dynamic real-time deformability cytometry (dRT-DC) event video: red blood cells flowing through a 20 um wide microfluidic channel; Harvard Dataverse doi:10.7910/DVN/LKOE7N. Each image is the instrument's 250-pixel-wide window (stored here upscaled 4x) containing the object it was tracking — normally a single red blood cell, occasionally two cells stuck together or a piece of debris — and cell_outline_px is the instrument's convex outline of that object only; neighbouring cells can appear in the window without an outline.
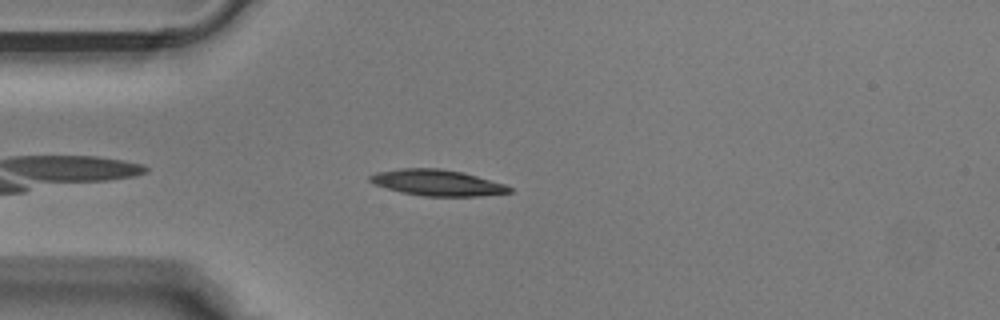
{"species": "Egyptian fruit bat (a non-hibernating species)", "species_latin": "Rousettus aegyptiacus", "temperature_condition": "warm", "stored_images_in_passage": 31, "camera_frame_rate_fps": 3000, "um_per_image_px": 0.085, "animal": {"sex": "male"}, "frame": {"image": 1, "passage_image": 2, "time_ms": 0.333, "image_size_px": [1000, 320], "cell_outline_px": [[512, 192], [480, 196], [424, 196], [400, 192], [376, 184], [368, 180], [368, 176], [376, 172], [400, 168], [440, 168], [464, 172], [504, 184], [512, 188]], "centroid_in_image_um": [37.16, 15.52], "position_along_channel_um": 47.8, "area_um2": 21.15}}
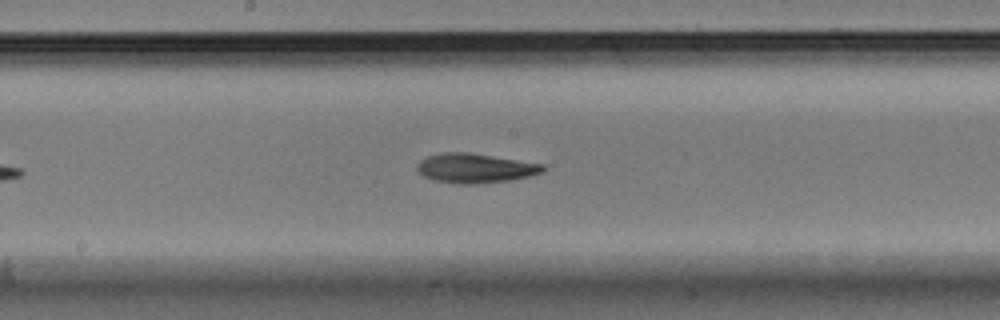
{"frame": {"image": 2, "passage_image": 12, "time_ms": 3.667, "image_size_px": [1000, 320], "cell_outline_px": [[544, 172], [528, 176], [508, 180], [472, 184], [456, 184], [432, 180], [424, 176], [416, 168], [416, 164], [420, 160], [428, 156], [440, 152], [468, 152], [544, 164]], "centroid_in_image_um": [40.35, 14.29], "position_along_channel_um": 207.9, "area_um2": 21.56}}
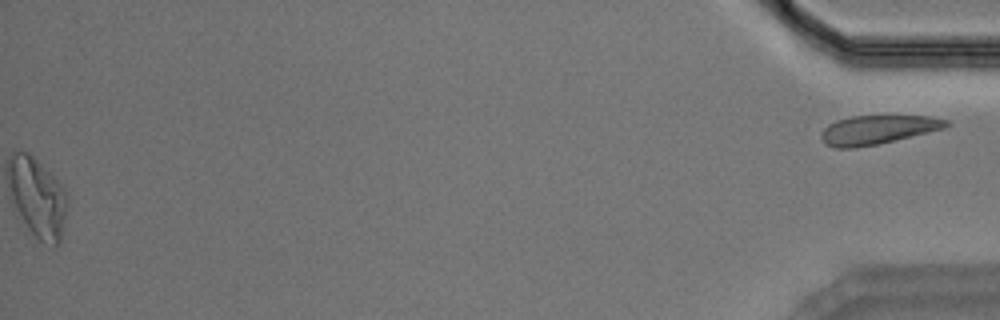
{"frame": {"image": 3, "passage_image": 31, "time_ms": 10.0, "image_size_px": [1000, 320], "cell_outline_px": [[948, 124], [944, 128], [928, 132], [876, 144], [852, 148], [836, 148], [824, 144], [820, 136], [824, 128], [828, 124], [836, 120], [852, 116], [888, 112], [932, 116], [948, 120]], "centroid_in_image_um": [74.61, 10.95], "position_along_channel_um": 360.6, "area_um2": 21.96}}